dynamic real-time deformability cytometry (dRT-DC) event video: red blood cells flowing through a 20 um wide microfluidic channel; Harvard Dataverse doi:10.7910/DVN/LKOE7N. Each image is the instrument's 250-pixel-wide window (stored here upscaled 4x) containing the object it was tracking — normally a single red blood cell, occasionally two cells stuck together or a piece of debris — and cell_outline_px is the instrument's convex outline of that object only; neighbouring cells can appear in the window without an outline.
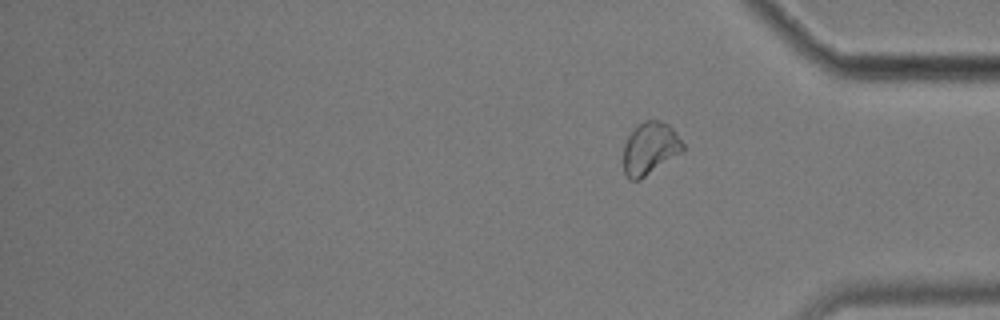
{"species": "common noctule bat (a hibernating species)", "species_latin": "Nyctalus noctula", "temperature_condition": "cold", "stored_images_in_passage": 14, "segment_of_instrument_passage": [2, 2], "camera_frame_rate_fps": 3000, "um_per_image_px": 0.085, "animal": {"sex": "male", "body_mass_g": 17.9}, "frame": {"image": 1, "passage_image": 14, "time_ms": 4.333, "image_size_px": [1000, 320], "cell_outline_px": [[684, 152], [640, 180], [628, 180], [624, 172], [624, 144], [628, 136], [644, 120], [660, 120], [668, 124], [672, 128], [684, 144]], "centroid_in_image_um": [55.27, 12.64], "position_along_channel_um": 379.9, "area_um2": 18.26}}